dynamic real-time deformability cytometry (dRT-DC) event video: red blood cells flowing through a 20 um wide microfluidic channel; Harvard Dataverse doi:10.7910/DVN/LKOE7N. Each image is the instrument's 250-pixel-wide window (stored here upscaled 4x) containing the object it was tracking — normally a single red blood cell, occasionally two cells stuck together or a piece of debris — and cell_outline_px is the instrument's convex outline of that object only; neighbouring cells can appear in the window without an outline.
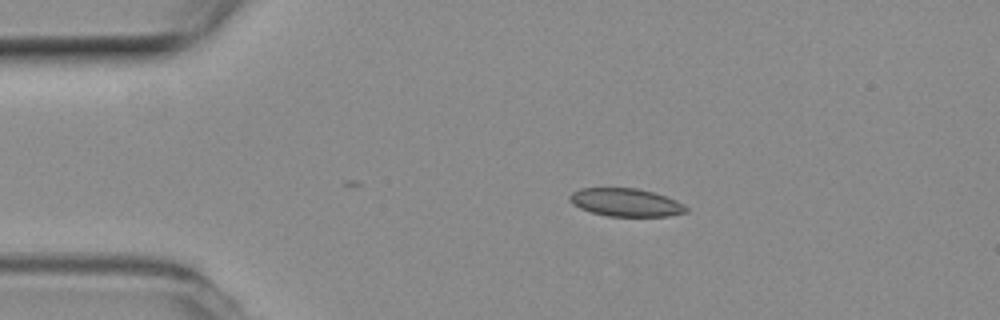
{"species": "common noctule bat (a hibernating species)", "species_latin": "Nyctalus noctula", "temperature_condition": "room temperature", "stored_images_in_passage": 5, "camera_frame_rate_fps": 3000, "um_per_image_px": 0.085, "animal": {"sex": "female", "body_mass_g": 19.3, "forearm_length_mm": 54.1}, "frame": {"image": 1, "passage_image": 2, "time_ms": 0.333, "image_size_px": [1000, 320], "cell_outline_px": [[688, 212], [668, 216], [608, 216], [592, 212], [580, 208], [572, 204], [568, 200], [568, 196], [572, 192], [580, 188], [636, 188], [652, 192], [676, 200], [684, 204], [688, 208]], "centroid_in_image_um": [53.18, 17.2], "position_along_channel_um": 31.8, "area_um2": 19.02}}
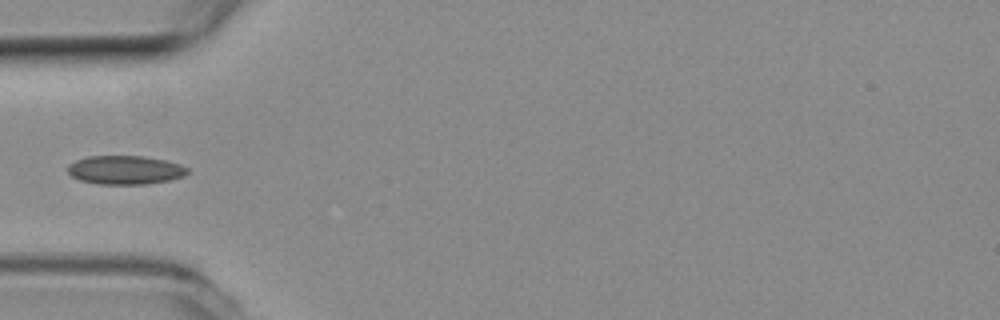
{"frame": {"image": 2, "passage_image": 4, "time_ms": 1.0, "image_size_px": [1000, 320], "cell_outline_px": [[188, 172], [184, 176], [168, 180], [144, 184], [96, 184], [80, 180], [72, 176], [68, 172], [68, 164], [76, 160], [88, 156], [144, 156], [164, 160], [180, 164], [188, 168]], "centroid_in_image_um": [10.62, 14.44], "position_along_channel_um": 74.4, "area_um2": 20.0}}